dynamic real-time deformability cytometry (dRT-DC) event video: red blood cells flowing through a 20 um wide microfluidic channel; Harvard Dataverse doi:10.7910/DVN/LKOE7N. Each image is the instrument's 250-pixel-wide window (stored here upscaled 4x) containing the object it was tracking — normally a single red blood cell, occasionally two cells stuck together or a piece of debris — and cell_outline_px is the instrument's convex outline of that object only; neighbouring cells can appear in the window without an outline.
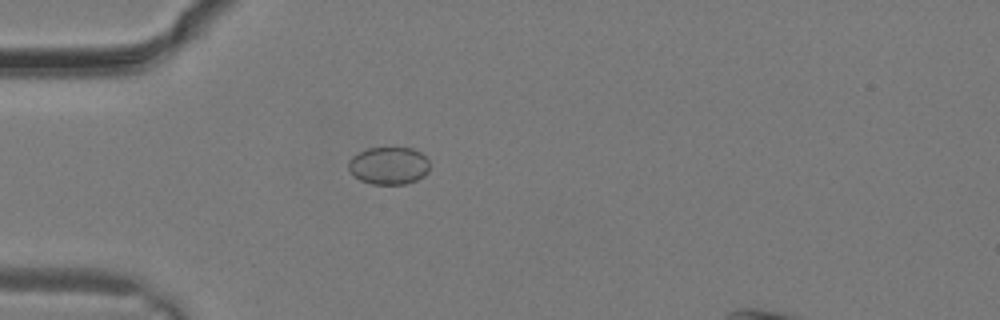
{"species": "common noctule bat (a hibernating species)", "species_latin": "Nyctalus noctula", "temperature_condition": "warm", "stored_images_in_passage": 7, "camera_frame_rate_fps": 3000, "um_per_image_px": 0.085, "animal": {"sex": "male", "body_mass_g": 19.2, "forearm_length_mm": 51.8}, "frame": {"image": 1, "passage_image": 1, "time_ms": 0.0, "image_size_px": [1000, 320], "cell_outline_px": [[428, 172], [424, 176], [408, 184], [372, 184], [360, 180], [348, 168], [348, 160], [352, 156], [368, 148], [412, 148], [420, 152], [428, 160]], "centroid_in_image_um": [33.05, 14.08], "position_along_channel_um": 52.0, "area_um2": 17.69}}
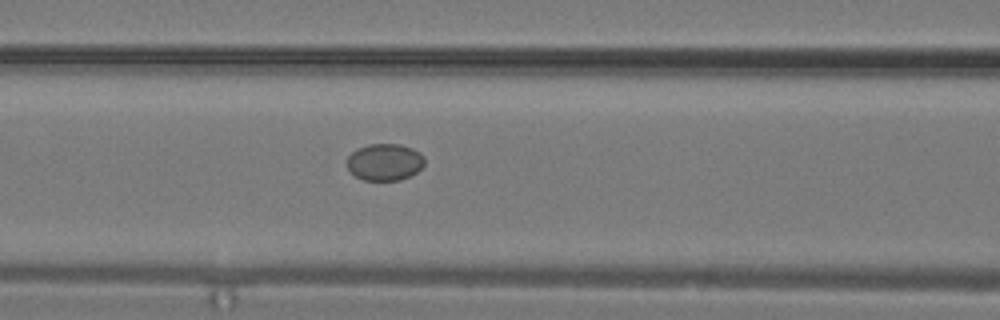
{"frame": {"image": 2, "passage_image": 5, "time_ms": 1.333, "image_size_px": [1000, 320], "cell_outline_px": [[424, 164], [416, 172], [400, 180], [364, 180], [356, 176], [348, 168], [348, 156], [356, 148], [368, 144], [400, 144], [412, 148], [420, 152], [424, 156]], "centroid_in_image_um": [32.71, 13.76], "position_along_channel_um": 133.9, "area_um2": 16.59}}
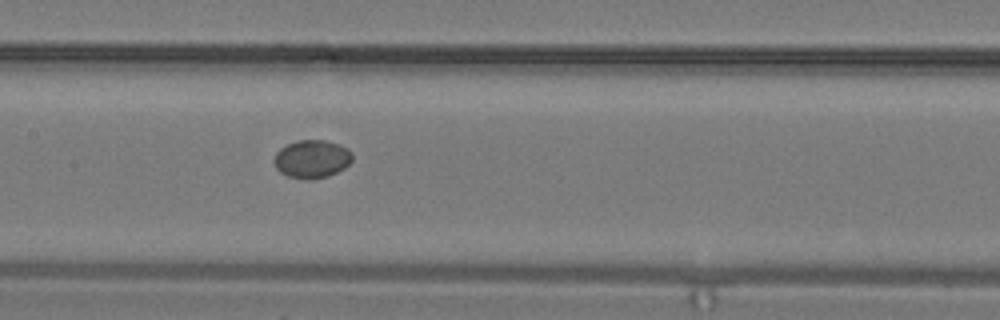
{"frame": {"image": 3, "passage_image": 7, "time_ms": 2.0, "image_size_px": [1000, 320], "cell_outline_px": [[352, 160], [344, 168], [328, 176], [288, 176], [280, 172], [276, 168], [276, 152], [280, 148], [288, 144], [300, 140], [324, 140], [340, 144], [348, 148], [352, 152]], "centroid_in_image_um": [26.56, 13.45], "position_along_channel_um": 180.8, "area_um2": 16.65}}